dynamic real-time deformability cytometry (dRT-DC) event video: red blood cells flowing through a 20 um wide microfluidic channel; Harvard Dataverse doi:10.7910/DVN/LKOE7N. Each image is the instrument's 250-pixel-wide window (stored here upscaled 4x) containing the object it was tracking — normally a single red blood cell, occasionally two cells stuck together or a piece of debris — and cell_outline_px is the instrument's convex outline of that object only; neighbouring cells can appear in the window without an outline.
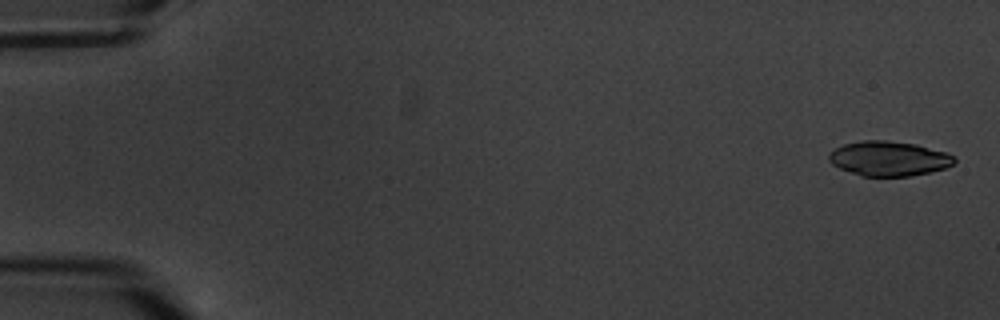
{"species": "common noctule bat (a hibernating species)", "species_latin": "Nyctalus noctula", "temperature_condition": "warm", "stored_images_in_passage": 5, "camera_frame_rate_fps": 3000, "um_per_image_px": 0.085, "animal": {"sex": "male", "body_mass_g": 20.1, "forearm_length_mm": 53.5}, "frame": {"image": 1, "passage_image": 1, "time_ms": 0.0, "image_size_px": [1000, 320], "cell_outline_px": [[956, 160], [952, 164], [944, 168], [928, 172], [908, 176], [860, 176], [840, 168], [832, 164], [828, 160], [828, 156], [836, 148], [844, 144], [864, 140], [884, 140], [916, 144], [948, 152], [956, 156]], "centroid_in_image_um": [75.57, 13.47], "position_along_channel_um": 9.4, "area_um2": 25.32}}
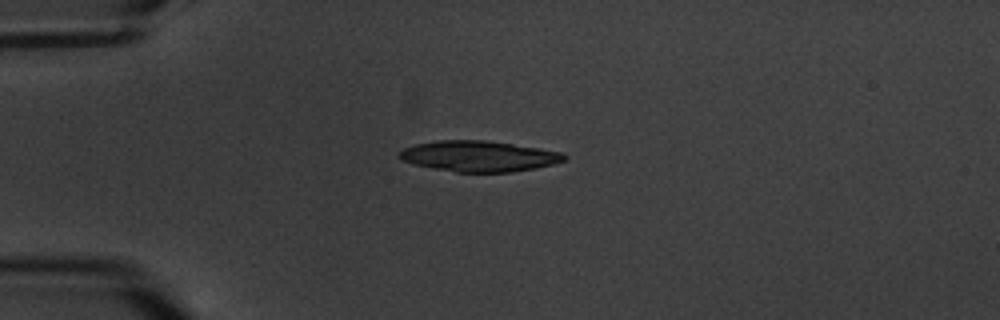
{"frame": {"image": 2, "passage_image": 5, "time_ms": 4.667, "image_size_px": [1000, 320], "cell_outline_px": [[568, 156], [564, 160], [552, 164], [536, 168], [512, 172], [456, 172], [432, 168], [412, 164], [396, 156], [404, 148], [416, 144], [440, 140], [484, 140], [540, 148], [564, 152]], "centroid_in_image_um": [40.72, 13.28], "position_along_channel_um": 44.3, "area_um2": 29.54}}